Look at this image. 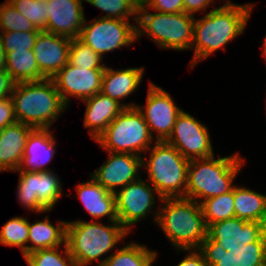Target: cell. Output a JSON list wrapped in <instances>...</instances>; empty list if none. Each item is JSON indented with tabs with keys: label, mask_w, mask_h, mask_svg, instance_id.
Returning <instances> with one entry per match:
<instances>
[{
	"label": "cell",
	"mask_w": 266,
	"mask_h": 266,
	"mask_svg": "<svg viewBox=\"0 0 266 266\" xmlns=\"http://www.w3.org/2000/svg\"><path fill=\"white\" fill-rule=\"evenodd\" d=\"M147 93L146 105L136 107L142 113L152 136V131H156L155 141L164 142L170 137L182 109L176 106L168 92L152 82L149 83Z\"/></svg>",
	"instance_id": "13"
},
{
	"label": "cell",
	"mask_w": 266,
	"mask_h": 266,
	"mask_svg": "<svg viewBox=\"0 0 266 266\" xmlns=\"http://www.w3.org/2000/svg\"><path fill=\"white\" fill-rule=\"evenodd\" d=\"M235 217L266 224V195L249 188H233Z\"/></svg>",
	"instance_id": "26"
},
{
	"label": "cell",
	"mask_w": 266,
	"mask_h": 266,
	"mask_svg": "<svg viewBox=\"0 0 266 266\" xmlns=\"http://www.w3.org/2000/svg\"><path fill=\"white\" fill-rule=\"evenodd\" d=\"M239 153L231 156L192 159L188 165L185 197L198 203L232 191L234 179L244 165Z\"/></svg>",
	"instance_id": "5"
},
{
	"label": "cell",
	"mask_w": 266,
	"mask_h": 266,
	"mask_svg": "<svg viewBox=\"0 0 266 266\" xmlns=\"http://www.w3.org/2000/svg\"><path fill=\"white\" fill-rule=\"evenodd\" d=\"M29 220L24 217L9 219L0 230V243L4 246L19 247L23 257L27 255Z\"/></svg>",
	"instance_id": "30"
},
{
	"label": "cell",
	"mask_w": 266,
	"mask_h": 266,
	"mask_svg": "<svg viewBox=\"0 0 266 266\" xmlns=\"http://www.w3.org/2000/svg\"><path fill=\"white\" fill-rule=\"evenodd\" d=\"M184 1V12L195 16V13L205 11L209 8L210 4L214 3V0H183Z\"/></svg>",
	"instance_id": "41"
},
{
	"label": "cell",
	"mask_w": 266,
	"mask_h": 266,
	"mask_svg": "<svg viewBox=\"0 0 266 266\" xmlns=\"http://www.w3.org/2000/svg\"><path fill=\"white\" fill-rule=\"evenodd\" d=\"M102 57L94 52L88 45L79 38L71 40L68 63L86 69H105Z\"/></svg>",
	"instance_id": "33"
},
{
	"label": "cell",
	"mask_w": 266,
	"mask_h": 266,
	"mask_svg": "<svg viewBox=\"0 0 266 266\" xmlns=\"http://www.w3.org/2000/svg\"><path fill=\"white\" fill-rule=\"evenodd\" d=\"M14 104L11 97L0 100V129L16 123Z\"/></svg>",
	"instance_id": "38"
},
{
	"label": "cell",
	"mask_w": 266,
	"mask_h": 266,
	"mask_svg": "<svg viewBox=\"0 0 266 266\" xmlns=\"http://www.w3.org/2000/svg\"><path fill=\"white\" fill-rule=\"evenodd\" d=\"M207 236L227 251L243 248L247 243L266 241V224L232 217L209 225Z\"/></svg>",
	"instance_id": "16"
},
{
	"label": "cell",
	"mask_w": 266,
	"mask_h": 266,
	"mask_svg": "<svg viewBox=\"0 0 266 266\" xmlns=\"http://www.w3.org/2000/svg\"><path fill=\"white\" fill-rule=\"evenodd\" d=\"M195 17L182 13H150L140 1L136 22V40L144 34L161 49H191Z\"/></svg>",
	"instance_id": "6"
},
{
	"label": "cell",
	"mask_w": 266,
	"mask_h": 266,
	"mask_svg": "<svg viewBox=\"0 0 266 266\" xmlns=\"http://www.w3.org/2000/svg\"><path fill=\"white\" fill-rule=\"evenodd\" d=\"M148 151L149 159L143 157L142 160V167L148 174L147 181L162 198L185 197L190 160L165 141H155Z\"/></svg>",
	"instance_id": "7"
},
{
	"label": "cell",
	"mask_w": 266,
	"mask_h": 266,
	"mask_svg": "<svg viewBox=\"0 0 266 266\" xmlns=\"http://www.w3.org/2000/svg\"><path fill=\"white\" fill-rule=\"evenodd\" d=\"M144 67L126 68L114 70L110 67H105L102 79L101 92L116 100L124 108L136 107L134 103H122L120 100L129 97L142 82Z\"/></svg>",
	"instance_id": "22"
},
{
	"label": "cell",
	"mask_w": 266,
	"mask_h": 266,
	"mask_svg": "<svg viewBox=\"0 0 266 266\" xmlns=\"http://www.w3.org/2000/svg\"><path fill=\"white\" fill-rule=\"evenodd\" d=\"M156 195L159 201L163 199L156 189L141 177L117 190L115 198L118 222L130 233L133 224L147 218L152 210L156 222L159 212L158 207L155 211L153 209L157 202Z\"/></svg>",
	"instance_id": "11"
},
{
	"label": "cell",
	"mask_w": 266,
	"mask_h": 266,
	"mask_svg": "<svg viewBox=\"0 0 266 266\" xmlns=\"http://www.w3.org/2000/svg\"><path fill=\"white\" fill-rule=\"evenodd\" d=\"M104 69L79 68L67 63L51 79L68 107L70 96L85 100L100 93Z\"/></svg>",
	"instance_id": "14"
},
{
	"label": "cell",
	"mask_w": 266,
	"mask_h": 266,
	"mask_svg": "<svg viewBox=\"0 0 266 266\" xmlns=\"http://www.w3.org/2000/svg\"><path fill=\"white\" fill-rule=\"evenodd\" d=\"M200 205L207 227L213 223L235 217L233 190L203 200Z\"/></svg>",
	"instance_id": "29"
},
{
	"label": "cell",
	"mask_w": 266,
	"mask_h": 266,
	"mask_svg": "<svg viewBox=\"0 0 266 266\" xmlns=\"http://www.w3.org/2000/svg\"><path fill=\"white\" fill-rule=\"evenodd\" d=\"M82 1L85 0H47L49 17L44 31L70 39L79 38L86 20Z\"/></svg>",
	"instance_id": "18"
},
{
	"label": "cell",
	"mask_w": 266,
	"mask_h": 266,
	"mask_svg": "<svg viewBox=\"0 0 266 266\" xmlns=\"http://www.w3.org/2000/svg\"><path fill=\"white\" fill-rule=\"evenodd\" d=\"M33 128L21 122L6 126L0 136V172L19 169L28 134Z\"/></svg>",
	"instance_id": "24"
},
{
	"label": "cell",
	"mask_w": 266,
	"mask_h": 266,
	"mask_svg": "<svg viewBox=\"0 0 266 266\" xmlns=\"http://www.w3.org/2000/svg\"><path fill=\"white\" fill-rule=\"evenodd\" d=\"M153 137L142 113L137 107H131L124 108L95 142L106 152L143 156L151 147Z\"/></svg>",
	"instance_id": "8"
},
{
	"label": "cell",
	"mask_w": 266,
	"mask_h": 266,
	"mask_svg": "<svg viewBox=\"0 0 266 266\" xmlns=\"http://www.w3.org/2000/svg\"><path fill=\"white\" fill-rule=\"evenodd\" d=\"M6 71L16 83L46 79L39 70L33 50L6 53Z\"/></svg>",
	"instance_id": "27"
},
{
	"label": "cell",
	"mask_w": 266,
	"mask_h": 266,
	"mask_svg": "<svg viewBox=\"0 0 266 266\" xmlns=\"http://www.w3.org/2000/svg\"><path fill=\"white\" fill-rule=\"evenodd\" d=\"M9 31H41L37 29L30 20L10 3L5 1L0 4V32Z\"/></svg>",
	"instance_id": "35"
},
{
	"label": "cell",
	"mask_w": 266,
	"mask_h": 266,
	"mask_svg": "<svg viewBox=\"0 0 266 266\" xmlns=\"http://www.w3.org/2000/svg\"><path fill=\"white\" fill-rule=\"evenodd\" d=\"M63 246L64 254L59 251L61 246H58L34 251L27 254L24 259L29 266H78L70 255L67 244Z\"/></svg>",
	"instance_id": "32"
},
{
	"label": "cell",
	"mask_w": 266,
	"mask_h": 266,
	"mask_svg": "<svg viewBox=\"0 0 266 266\" xmlns=\"http://www.w3.org/2000/svg\"><path fill=\"white\" fill-rule=\"evenodd\" d=\"M40 32L41 31L0 32V37L5 52L9 53L15 50H33L36 38Z\"/></svg>",
	"instance_id": "36"
},
{
	"label": "cell",
	"mask_w": 266,
	"mask_h": 266,
	"mask_svg": "<svg viewBox=\"0 0 266 266\" xmlns=\"http://www.w3.org/2000/svg\"><path fill=\"white\" fill-rule=\"evenodd\" d=\"M107 153L109 154L108 160L96 171L90 173V176L102 187L112 193H116V187L121 189L130 182L139 179V169L143 168L142 156L131 153Z\"/></svg>",
	"instance_id": "17"
},
{
	"label": "cell",
	"mask_w": 266,
	"mask_h": 266,
	"mask_svg": "<svg viewBox=\"0 0 266 266\" xmlns=\"http://www.w3.org/2000/svg\"><path fill=\"white\" fill-rule=\"evenodd\" d=\"M71 40L45 31L38 34L33 52L39 70L46 79H51L68 63Z\"/></svg>",
	"instance_id": "19"
},
{
	"label": "cell",
	"mask_w": 266,
	"mask_h": 266,
	"mask_svg": "<svg viewBox=\"0 0 266 266\" xmlns=\"http://www.w3.org/2000/svg\"><path fill=\"white\" fill-rule=\"evenodd\" d=\"M176 250L188 252L186 257H184L178 263L177 266H208L207 263L205 262L203 254L198 248L176 249Z\"/></svg>",
	"instance_id": "39"
},
{
	"label": "cell",
	"mask_w": 266,
	"mask_h": 266,
	"mask_svg": "<svg viewBox=\"0 0 266 266\" xmlns=\"http://www.w3.org/2000/svg\"><path fill=\"white\" fill-rule=\"evenodd\" d=\"M66 223L59 220L57 226H54L49 217L44 220H35V223L29 222L27 254L41 249L55 248L66 243Z\"/></svg>",
	"instance_id": "25"
},
{
	"label": "cell",
	"mask_w": 266,
	"mask_h": 266,
	"mask_svg": "<svg viewBox=\"0 0 266 266\" xmlns=\"http://www.w3.org/2000/svg\"><path fill=\"white\" fill-rule=\"evenodd\" d=\"M17 122L35 128H50L67 106L52 79L18 82L11 95Z\"/></svg>",
	"instance_id": "3"
},
{
	"label": "cell",
	"mask_w": 266,
	"mask_h": 266,
	"mask_svg": "<svg viewBox=\"0 0 266 266\" xmlns=\"http://www.w3.org/2000/svg\"><path fill=\"white\" fill-rule=\"evenodd\" d=\"M50 128H35L27 136L25 150L19 169L16 171H50V163L55 154L56 139Z\"/></svg>",
	"instance_id": "20"
},
{
	"label": "cell",
	"mask_w": 266,
	"mask_h": 266,
	"mask_svg": "<svg viewBox=\"0 0 266 266\" xmlns=\"http://www.w3.org/2000/svg\"><path fill=\"white\" fill-rule=\"evenodd\" d=\"M94 7L103 10L102 18H117L137 22L138 7L141 0H85ZM131 16V17H130Z\"/></svg>",
	"instance_id": "31"
},
{
	"label": "cell",
	"mask_w": 266,
	"mask_h": 266,
	"mask_svg": "<svg viewBox=\"0 0 266 266\" xmlns=\"http://www.w3.org/2000/svg\"><path fill=\"white\" fill-rule=\"evenodd\" d=\"M157 257V252L144 245L131 242L105 257L101 266H151Z\"/></svg>",
	"instance_id": "28"
},
{
	"label": "cell",
	"mask_w": 266,
	"mask_h": 266,
	"mask_svg": "<svg viewBox=\"0 0 266 266\" xmlns=\"http://www.w3.org/2000/svg\"><path fill=\"white\" fill-rule=\"evenodd\" d=\"M15 172H19L16 194L22 206L38 214L50 212L63 194L61 181L54 171Z\"/></svg>",
	"instance_id": "9"
},
{
	"label": "cell",
	"mask_w": 266,
	"mask_h": 266,
	"mask_svg": "<svg viewBox=\"0 0 266 266\" xmlns=\"http://www.w3.org/2000/svg\"><path fill=\"white\" fill-rule=\"evenodd\" d=\"M165 142L174 146L188 160L214 155L208 128L184 110L178 115L170 137Z\"/></svg>",
	"instance_id": "12"
},
{
	"label": "cell",
	"mask_w": 266,
	"mask_h": 266,
	"mask_svg": "<svg viewBox=\"0 0 266 266\" xmlns=\"http://www.w3.org/2000/svg\"><path fill=\"white\" fill-rule=\"evenodd\" d=\"M76 186L85 210L97 221L108 217L109 222H118L115 193L102 187L94 178Z\"/></svg>",
	"instance_id": "21"
},
{
	"label": "cell",
	"mask_w": 266,
	"mask_h": 266,
	"mask_svg": "<svg viewBox=\"0 0 266 266\" xmlns=\"http://www.w3.org/2000/svg\"><path fill=\"white\" fill-rule=\"evenodd\" d=\"M263 47H264V49H263L262 54H263V56H264V58L266 60V36L264 37V40H263Z\"/></svg>",
	"instance_id": "43"
},
{
	"label": "cell",
	"mask_w": 266,
	"mask_h": 266,
	"mask_svg": "<svg viewBox=\"0 0 266 266\" xmlns=\"http://www.w3.org/2000/svg\"><path fill=\"white\" fill-rule=\"evenodd\" d=\"M16 82L6 70L0 71V100L11 97Z\"/></svg>",
	"instance_id": "40"
},
{
	"label": "cell",
	"mask_w": 266,
	"mask_h": 266,
	"mask_svg": "<svg viewBox=\"0 0 266 266\" xmlns=\"http://www.w3.org/2000/svg\"><path fill=\"white\" fill-rule=\"evenodd\" d=\"M156 224L175 249L199 248L207 237L200 203L186 197H168L160 201Z\"/></svg>",
	"instance_id": "2"
},
{
	"label": "cell",
	"mask_w": 266,
	"mask_h": 266,
	"mask_svg": "<svg viewBox=\"0 0 266 266\" xmlns=\"http://www.w3.org/2000/svg\"><path fill=\"white\" fill-rule=\"evenodd\" d=\"M254 3L238 5L226 0L225 4L214 7L210 12L194 19V34L191 49L194 50L190 68H194L201 60L207 59L217 50L225 49L246 29Z\"/></svg>",
	"instance_id": "1"
},
{
	"label": "cell",
	"mask_w": 266,
	"mask_h": 266,
	"mask_svg": "<svg viewBox=\"0 0 266 266\" xmlns=\"http://www.w3.org/2000/svg\"><path fill=\"white\" fill-rule=\"evenodd\" d=\"M148 8L162 13H182L184 12L183 0H141Z\"/></svg>",
	"instance_id": "37"
},
{
	"label": "cell",
	"mask_w": 266,
	"mask_h": 266,
	"mask_svg": "<svg viewBox=\"0 0 266 266\" xmlns=\"http://www.w3.org/2000/svg\"><path fill=\"white\" fill-rule=\"evenodd\" d=\"M198 249L208 266H266V241L227 251L207 236Z\"/></svg>",
	"instance_id": "15"
},
{
	"label": "cell",
	"mask_w": 266,
	"mask_h": 266,
	"mask_svg": "<svg viewBox=\"0 0 266 266\" xmlns=\"http://www.w3.org/2000/svg\"><path fill=\"white\" fill-rule=\"evenodd\" d=\"M79 39L103 58L105 53L137 41L136 25L117 18L99 17L89 23L85 20Z\"/></svg>",
	"instance_id": "10"
},
{
	"label": "cell",
	"mask_w": 266,
	"mask_h": 266,
	"mask_svg": "<svg viewBox=\"0 0 266 266\" xmlns=\"http://www.w3.org/2000/svg\"><path fill=\"white\" fill-rule=\"evenodd\" d=\"M10 3L39 30L46 29L49 9L47 0H10Z\"/></svg>",
	"instance_id": "34"
},
{
	"label": "cell",
	"mask_w": 266,
	"mask_h": 266,
	"mask_svg": "<svg viewBox=\"0 0 266 266\" xmlns=\"http://www.w3.org/2000/svg\"><path fill=\"white\" fill-rule=\"evenodd\" d=\"M110 223L105 225L97 220L66 223V244L78 266H87L94 261H98L96 266H101L106 258H100L117 248L116 244L129 234L119 222Z\"/></svg>",
	"instance_id": "4"
},
{
	"label": "cell",
	"mask_w": 266,
	"mask_h": 266,
	"mask_svg": "<svg viewBox=\"0 0 266 266\" xmlns=\"http://www.w3.org/2000/svg\"><path fill=\"white\" fill-rule=\"evenodd\" d=\"M6 70V52L0 37V71Z\"/></svg>",
	"instance_id": "42"
},
{
	"label": "cell",
	"mask_w": 266,
	"mask_h": 266,
	"mask_svg": "<svg viewBox=\"0 0 266 266\" xmlns=\"http://www.w3.org/2000/svg\"><path fill=\"white\" fill-rule=\"evenodd\" d=\"M84 102L86 109L83 125L84 128H88L91 138L96 141L124 107L102 92L83 100Z\"/></svg>",
	"instance_id": "23"
}]
</instances>
